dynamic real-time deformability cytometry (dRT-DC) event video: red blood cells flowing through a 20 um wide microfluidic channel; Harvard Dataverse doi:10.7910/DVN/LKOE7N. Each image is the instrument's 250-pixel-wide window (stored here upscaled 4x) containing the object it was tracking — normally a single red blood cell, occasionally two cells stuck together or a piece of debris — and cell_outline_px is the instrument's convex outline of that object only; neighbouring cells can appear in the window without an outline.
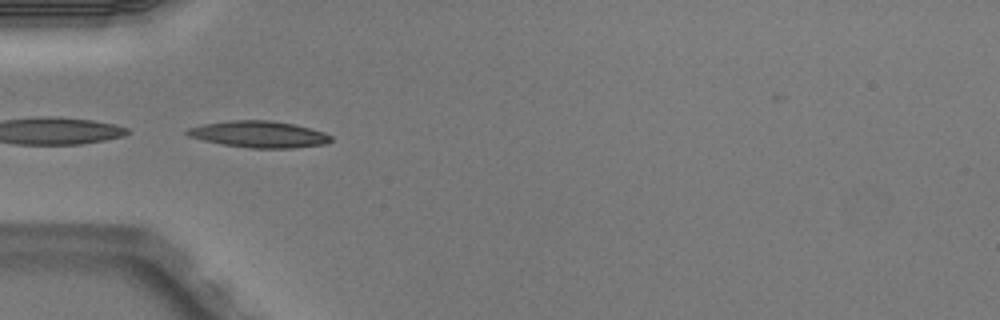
{"species": "Egyptian fruit bat (a non-hibernating species)", "species_latin": "Rousettus aegyptiacus", "temperature_condition": "warm", "stored_images_in_passage": 3, "camera_frame_rate_fps": 3000, "um_per_image_px": 0.085, "animal": {"sex": "male"}, "frame": {"image": 1, "passage_image": 3, "time_ms": 0.667, "image_size_px": [1000, 320], "cell_outline_px": [[332, 140], [328, 144], [292, 148], [248, 148], [224, 144], [204, 140], [188, 136], [184, 132], [188, 128], [204, 124], [232, 120], [272, 120], [296, 124], [324, 132], [332, 136]], "centroid_in_image_um": [22.06, 11.41], "position_along_channel_um": 62.9, "area_um2": 22.31}}